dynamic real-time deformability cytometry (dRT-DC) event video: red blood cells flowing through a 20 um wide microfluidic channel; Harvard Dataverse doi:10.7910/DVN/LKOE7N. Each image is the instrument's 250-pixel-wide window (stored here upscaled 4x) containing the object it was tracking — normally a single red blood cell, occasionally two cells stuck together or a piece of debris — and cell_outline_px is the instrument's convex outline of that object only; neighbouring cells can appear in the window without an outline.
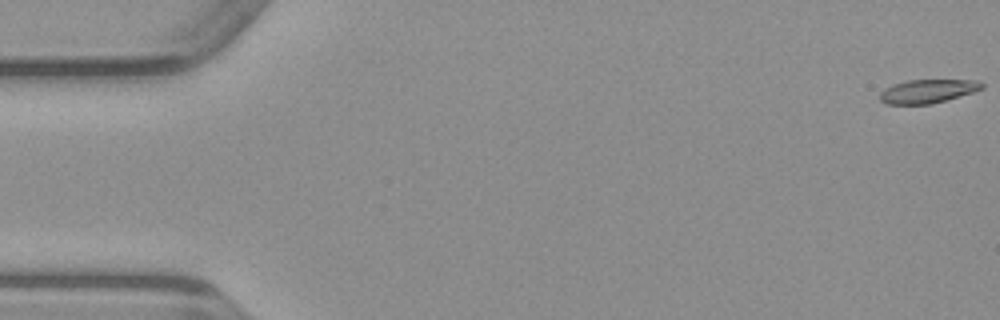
{"species": "common noctule bat (a hibernating species)", "species_latin": "Nyctalus noctula", "temperature_condition": "warm", "stored_images_in_passage": 8, "segment_of_instrument_passage": [1, 2], "camera_frame_rate_fps": 3000, "um_per_image_px": 0.085, "animal": {"sex": "male", "body_mass_g": 23.1, "forearm_length_mm": 52.7}, "frame": {"image": 1, "passage_image": 1, "time_ms": 0.0, "image_size_px": [1000, 320], "cell_outline_px": [[984, 88], [972, 92], [932, 104], [884, 104], [880, 100], [880, 92], [884, 88], [892, 84], [908, 80], [980, 80], [984, 84]], "centroid_in_image_um": [78.83, 7.75], "position_along_channel_um": 6.2, "area_um2": 14.1}}